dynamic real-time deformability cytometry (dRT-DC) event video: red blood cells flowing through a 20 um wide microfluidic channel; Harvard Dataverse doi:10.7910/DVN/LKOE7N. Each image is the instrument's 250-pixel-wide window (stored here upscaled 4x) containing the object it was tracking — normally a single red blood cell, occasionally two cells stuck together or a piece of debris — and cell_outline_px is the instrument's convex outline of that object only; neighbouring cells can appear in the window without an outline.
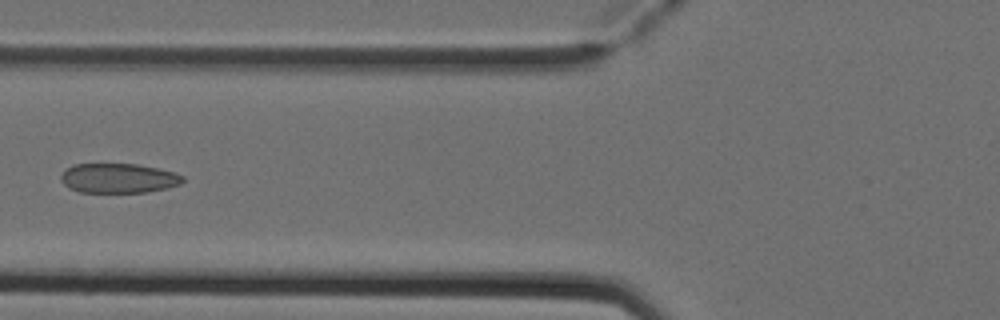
{"species": "Egyptian fruit bat (a non-hibernating species)", "species_latin": "Rousettus aegyptiacus", "temperature_condition": "cold", "stored_images_in_passage": 7, "camera_frame_rate_fps": 3000, "um_per_image_px": 0.085, "animal": {"sex": "female"}, "frame": {"image": 1, "passage_image": 6, "time_ms": 1.667, "image_size_px": [1000, 320], "cell_outline_px": [[184, 180], [180, 184], [168, 188], [148, 192], [80, 192], [68, 188], [60, 180], [60, 176], [64, 168], [72, 164], [136, 164], [156, 168], [172, 172], [184, 176]], "centroid_in_image_um": [10.02, 15.15], "position_along_channel_um": 115.8, "area_um2": 21.15}}
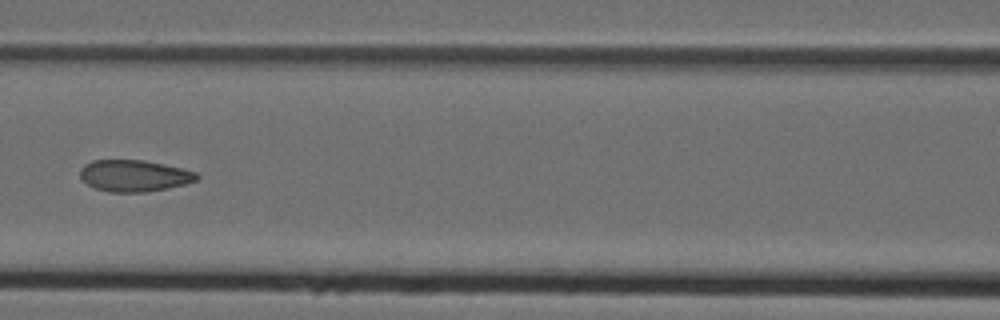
{"frame": {"image": 2, "passage_image": 7, "time_ms": 2.0, "image_size_px": [1000, 320], "cell_outline_px": [[200, 176], [196, 180], [184, 184], [168, 188], [144, 192], [108, 192], [92, 188], [80, 176], [80, 168], [84, 164], [92, 160], [144, 160], [164, 164], [196, 172]], "centroid_in_image_um": [11.37, 14.94], "position_along_channel_um": 155.2, "area_um2": 21.5}}